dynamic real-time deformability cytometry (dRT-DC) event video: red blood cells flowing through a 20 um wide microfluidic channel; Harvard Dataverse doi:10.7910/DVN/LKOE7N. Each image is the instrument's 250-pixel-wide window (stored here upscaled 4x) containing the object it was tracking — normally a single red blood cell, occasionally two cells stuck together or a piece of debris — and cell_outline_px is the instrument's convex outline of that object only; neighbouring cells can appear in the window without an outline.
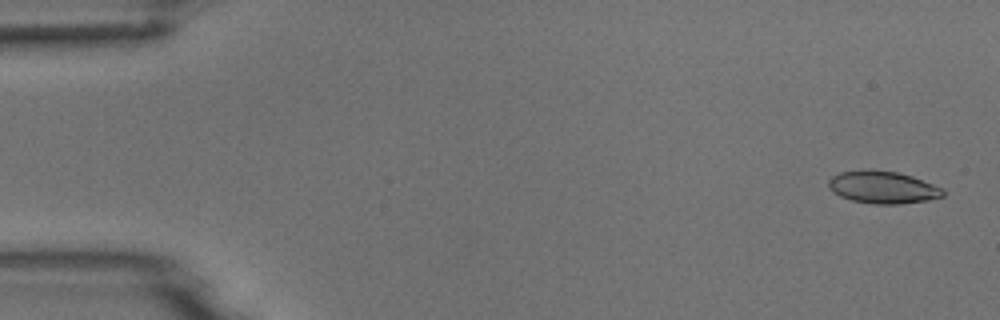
{"species": "common noctule bat (a hibernating species)", "species_latin": "Nyctalus noctula", "temperature_condition": "room temperature", "stored_images_in_passage": 4, "camera_frame_rate_fps": 3000, "um_per_image_px": 0.085, "animal": {"sex": "male", "body_mass_g": 18.8}, "frame": {"image": 1, "passage_image": 1, "time_ms": 0.0, "image_size_px": [1000, 320], "cell_outline_px": [[944, 196], [928, 200], [900, 204], [876, 204], [852, 200], [840, 196], [832, 192], [828, 188], [828, 180], [832, 176], [840, 172], [868, 168], [872, 168], [896, 172], [912, 176], [944, 188]], "centroid_in_image_um": [75.02, 15.9], "position_along_channel_um": 10.0, "area_um2": 21.91}}